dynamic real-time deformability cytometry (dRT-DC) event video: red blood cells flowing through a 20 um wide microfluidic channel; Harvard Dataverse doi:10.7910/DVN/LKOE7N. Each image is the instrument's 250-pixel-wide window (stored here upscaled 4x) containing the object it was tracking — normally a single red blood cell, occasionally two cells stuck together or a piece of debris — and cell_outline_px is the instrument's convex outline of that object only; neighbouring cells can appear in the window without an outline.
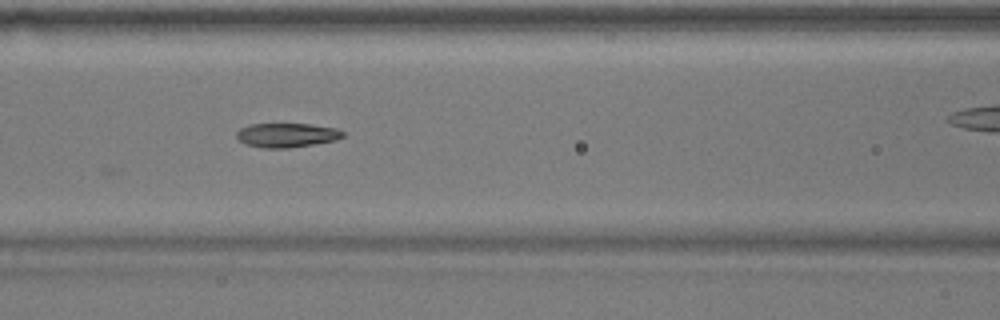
{"species": "common noctule bat (a hibernating species)", "species_latin": "Nyctalus noctula", "temperature_condition": "warm", "stored_images_in_passage": 30, "camera_frame_rate_fps": 3000, "um_per_image_px": 0.085, "animal": {"sex": "male", "body_mass_g": 17.9}, "frame": {"image": 1, "passage_image": 9, "time_ms": 2.667, "image_size_px": [1000, 320], "cell_outline_px": [[344, 136], [336, 140], [288, 148], [264, 148], [248, 144], [240, 140], [236, 136], [236, 132], [240, 128], [248, 124], [308, 124], [336, 128], [344, 132]], "centroid_in_image_um": [24.37, 11.48], "position_along_channel_um": 142.2, "area_um2": 14.85}, "authors_computed_cell_mechanics": {"area_um2": 15.1436, "velocity_mm_per_s": 3.7254, "shape_relaxation_time_tau1_ms": null, "shape_relaxation_time_tau2_ms": 1.7499, "deformation_change_tau1": null, "deformation_change_tau2": 0.0942}}